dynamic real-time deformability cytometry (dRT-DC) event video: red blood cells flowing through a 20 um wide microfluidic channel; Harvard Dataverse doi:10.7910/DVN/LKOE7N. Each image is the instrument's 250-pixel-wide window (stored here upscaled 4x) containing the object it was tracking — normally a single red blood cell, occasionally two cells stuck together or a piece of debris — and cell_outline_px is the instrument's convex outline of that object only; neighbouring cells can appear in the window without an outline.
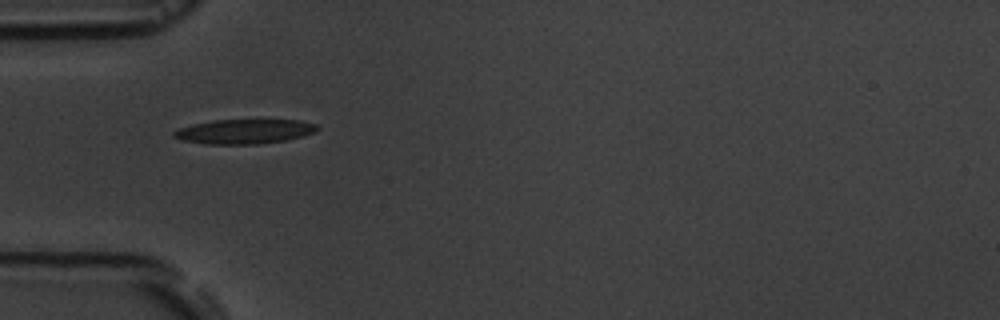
{"species": "common noctule bat (a hibernating species)", "species_latin": "Nyctalus noctula", "temperature_condition": "room temperature", "stored_images_in_passage": 2, "camera_frame_rate_fps": 3000, "um_per_image_px": 0.085, "animal": {"sex": "male", "body_mass_g": 19.5, "forearm_length_mm": 54.6}, "frame": {"image": 1, "passage_image": 1, "time_ms": 0.0, "image_size_px": [1000, 320], "cell_outline_px": [[320, 128], [316, 132], [304, 136], [288, 140], [260, 144], [204, 144], [180, 140], [172, 136], [172, 132], [176, 128], [192, 124], [212, 120], [300, 120], [316, 124]], "centroid_in_image_um": [20.75, 11.18], "position_along_channel_um": 64.2, "area_um2": 20.92}}
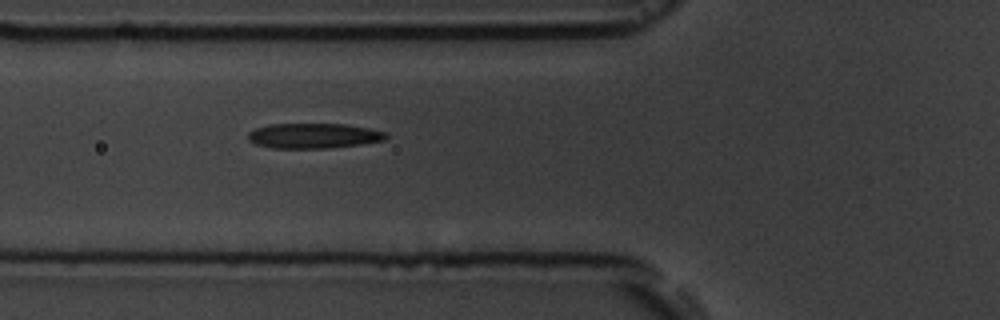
{"frame": {"image": 2, "passage_image": 2, "time_ms": 1.0, "image_size_px": [1000, 320], "cell_outline_px": [[388, 136], [384, 140], [360, 144], [328, 148], [272, 148], [256, 144], [248, 140], [248, 132], [256, 128], [268, 124], [344, 124], [368, 128], [384, 132]], "centroid_in_image_um": [26.62, 11.54], "position_along_channel_um": 99.2, "area_um2": 20.06}}